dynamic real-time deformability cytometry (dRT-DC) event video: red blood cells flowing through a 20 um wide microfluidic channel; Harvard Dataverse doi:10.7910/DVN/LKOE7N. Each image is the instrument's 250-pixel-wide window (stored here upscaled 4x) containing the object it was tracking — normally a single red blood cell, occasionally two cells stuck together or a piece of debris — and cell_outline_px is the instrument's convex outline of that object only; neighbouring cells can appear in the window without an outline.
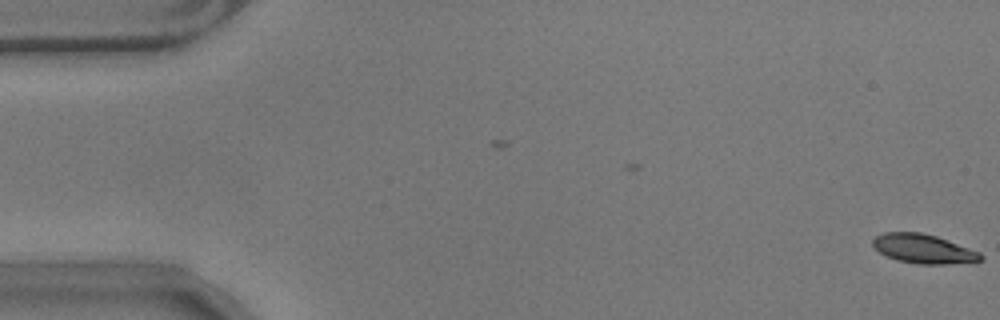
{"species": "common noctule bat (a hibernating species)", "species_latin": "Nyctalus noctula", "temperature_condition": "warm", "stored_images_in_passage": 22, "camera_frame_rate_fps": 3000, "um_per_image_px": 0.085, "animal": {"sex": "male", "body_mass_g": 17.9}, "frame": {"image": 1, "passage_image": 1, "time_ms": 0.0, "image_size_px": [1000, 320], "cell_outline_px": [[984, 260], [944, 264], [916, 264], [896, 260], [880, 252], [872, 244], [872, 240], [876, 236], [884, 232], [920, 232], [936, 236], [980, 252], [984, 256]], "centroid_in_image_um": [78.49, 21.15], "position_along_channel_um": 6.5, "area_um2": 18.21}}
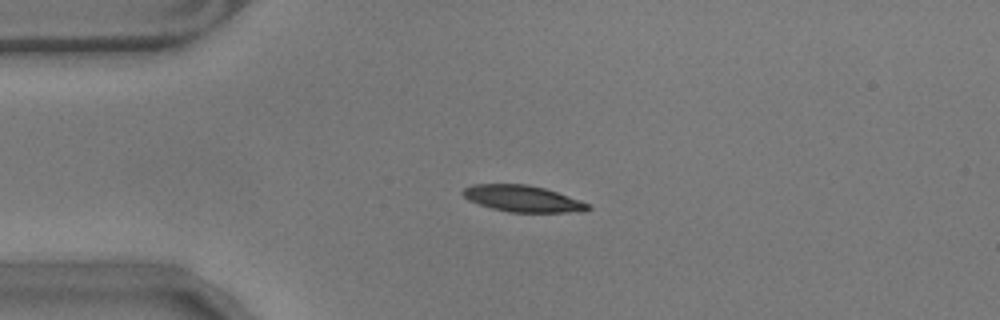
{"frame": {"image": 2, "passage_image": 14, "time_ms": 4.333, "image_size_px": [1000, 320], "cell_outline_px": [[592, 208], [584, 212], [508, 212], [492, 208], [468, 200], [460, 192], [464, 188], [472, 184], [528, 184], [544, 188], [568, 196], [588, 204]], "centroid_in_image_um": [44.41, 16.88], "position_along_channel_um": 40.6, "area_um2": 19.19}}